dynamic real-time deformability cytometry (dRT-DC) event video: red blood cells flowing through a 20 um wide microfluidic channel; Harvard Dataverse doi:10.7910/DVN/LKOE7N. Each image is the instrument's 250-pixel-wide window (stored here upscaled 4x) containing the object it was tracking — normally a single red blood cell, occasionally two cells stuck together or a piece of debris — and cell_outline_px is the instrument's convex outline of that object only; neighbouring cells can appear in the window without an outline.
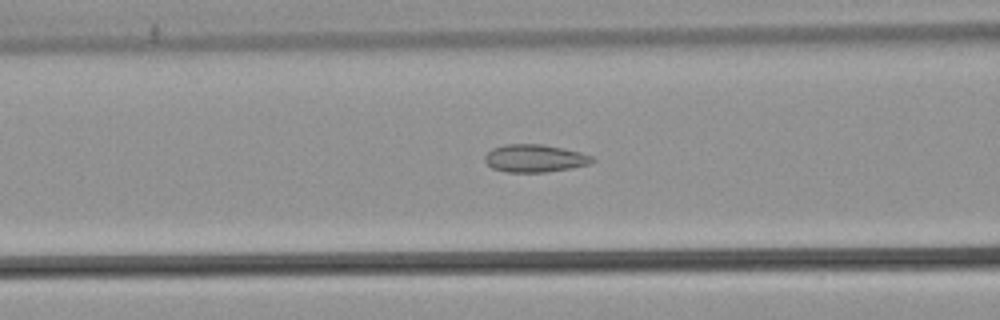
{"species": "common noctule bat (a hibernating species)", "species_latin": "Nyctalus noctula", "temperature_condition": "warm", "stored_images_in_passage": 38, "camera_frame_rate_fps": 3000, "um_per_image_px": 0.085, "animal": {"sex": "male", "body_mass_g": 21.5, "forearm_length_mm": 52.0}, "frame": {"image": 1, "passage_image": 6, "time_ms": 1.667, "image_size_px": [1000, 320], "cell_outline_px": [[596, 160], [588, 164], [572, 168], [544, 172], [508, 172], [492, 168], [484, 160], [484, 156], [492, 148], [504, 144], [544, 144], [564, 148], [580, 152], [592, 156]], "centroid_in_image_um": [45.45, 13.45], "position_along_channel_um": 121.1, "area_um2": 17.4}}
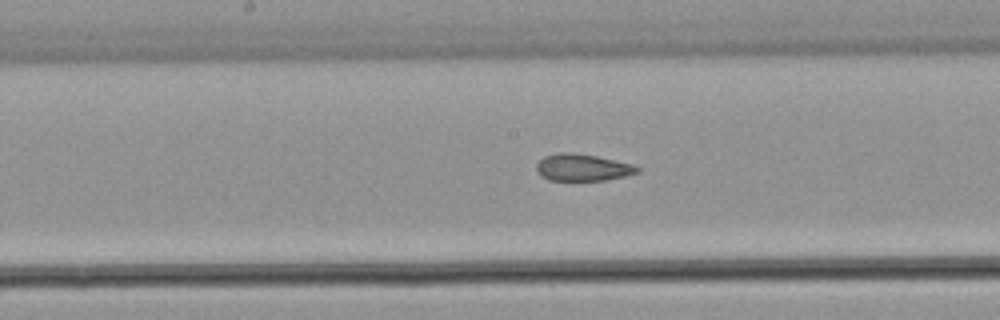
{"frame": {"image": 2, "passage_image": 12, "time_ms": 3.667, "image_size_px": [1000, 320], "cell_outline_px": [[640, 172], [624, 176], [604, 180], [548, 180], [540, 176], [536, 172], [536, 164], [544, 156], [556, 152], [572, 152], [596, 156], [632, 164], [640, 168]], "centroid_in_image_um": [49.47, 14.23], "position_along_channel_um": 198.7, "area_um2": 15.9}}
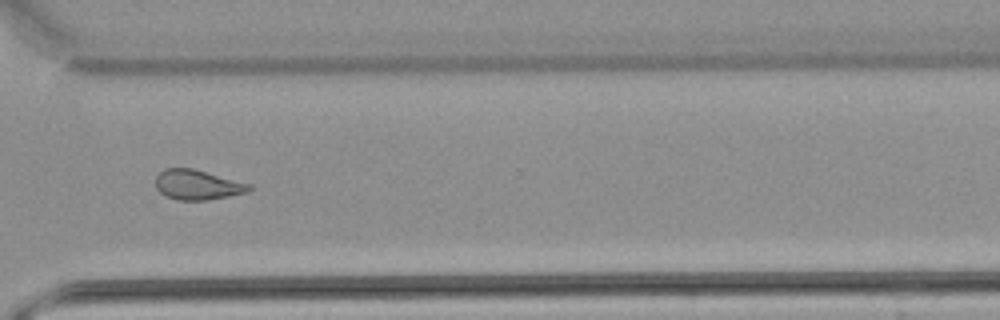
{"frame": {"image": 3, "passage_image": 24, "time_ms": 7.667, "image_size_px": [1000, 320], "cell_outline_px": [[252, 188], [248, 192], [208, 200], [176, 200], [160, 192], [156, 188], [156, 176], [164, 168], [192, 168], [252, 184]], "centroid_in_image_um": [16.8, 15.7], "position_along_channel_um": 353.8, "area_um2": 16.3}}